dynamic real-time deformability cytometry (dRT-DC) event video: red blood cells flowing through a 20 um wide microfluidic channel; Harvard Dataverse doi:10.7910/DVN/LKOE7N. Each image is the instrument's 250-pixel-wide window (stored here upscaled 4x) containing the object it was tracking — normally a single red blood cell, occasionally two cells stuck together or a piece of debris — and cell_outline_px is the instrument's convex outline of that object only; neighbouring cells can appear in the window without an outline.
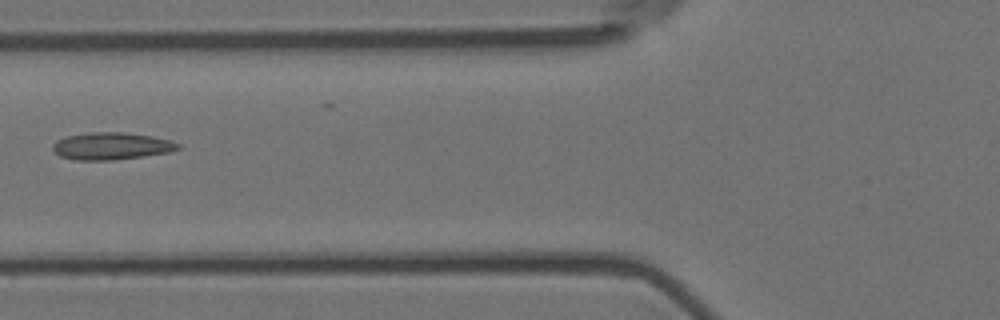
{"species": "Egyptian fruit bat (a non-hibernating species)", "species_latin": "Rousettus aegyptiacus", "temperature_condition": "room temperature", "stored_images_in_passage": 8, "camera_frame_rate_fps": 3000, "um_per_image_px": 0.085, "animal": {"sex": "female"}, "frame": {"image": 1, "passage_image": 7, "time_ms": 2.0, "image_size_px": [1000, 320], "cell_outline_px": [[180, 148], [168, 152], [144, 156], [116, 160], [76, 160], [60, 156], [52, 148], [52, 144], [56, 140], [68, 136], [92, 132], [124, 132], [152, 136], [168, 140], [180, 144]], "centroid_in_image_um": [9.46, 12.42], "position_along_channel_um": 116.3, "area_um2": 19.77}}
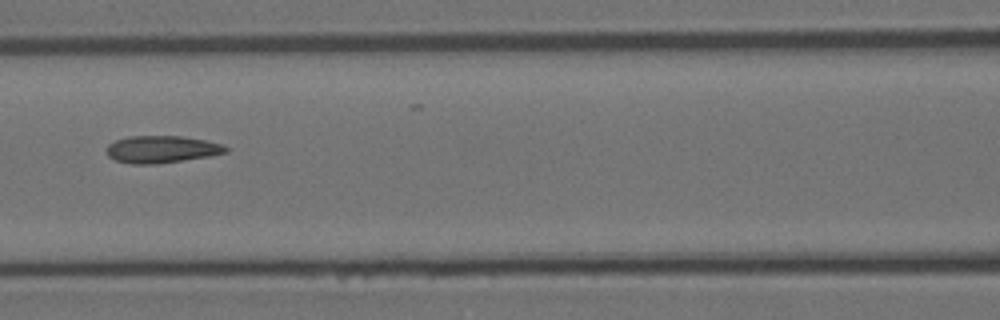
{"frame": {"image": 2, "passage_image": 8, "time_ms": 2.333, "image_size_px": [1000, 320], "cell_outline_px": [[228, 152], [208, 156], [156, 164], [132, 164], [116, 160], [108, 156], [108, 144], [116, 140], [128, 136], [180, 136], [204, 140], [220, 144], [228, 148]], "centroid_in_image_um": [13.72, 12.69], "position_along_channel_um": 152.9, "area_um2": 18.61}}